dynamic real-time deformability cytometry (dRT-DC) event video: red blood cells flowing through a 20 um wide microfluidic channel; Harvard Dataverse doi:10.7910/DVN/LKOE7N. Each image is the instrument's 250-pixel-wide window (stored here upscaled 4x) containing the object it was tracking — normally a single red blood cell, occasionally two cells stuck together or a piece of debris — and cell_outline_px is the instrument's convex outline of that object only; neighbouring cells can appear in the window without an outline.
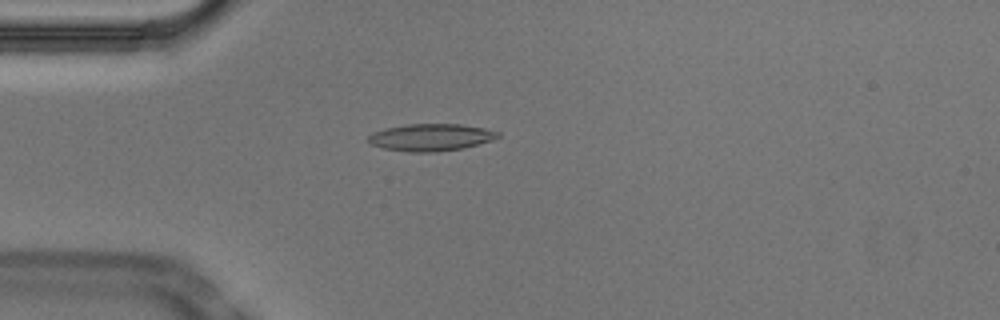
{"species": "Egyptian fruit bat (a non-hibernating species)", "species_latin": "Rousettus aegyptiacus", "temperature_condition": "cold", "stored_images_in_passage": 53, "camera_frame_rate_fps": 3000, "um_per_image_px": 0.085, "animal": {"sex": "male"}, "frame": {"image": 1, "passage_image": 14, "time_ms": 4.333, "image_size_px": [1000, 320], "cell_outline_px": [[500, 136], [492, 140], [464, 148], [436, 152], [408, 152], [384, 148], [372, 144], [368, 140], [368, 136], [372, 132], [388, 128], [408, 124], [460, 124], [484, 128], [500, 132]], "centroid_in_image_um": [36.65, 11.67], "position_along_channel_um": 48.4, "area_um2": 20.4}}
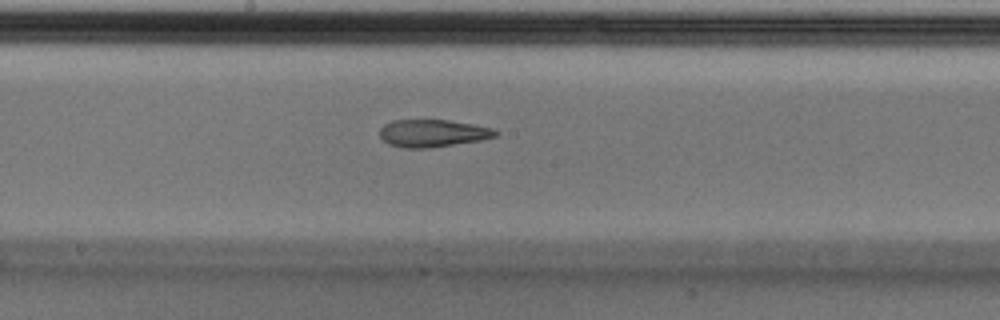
{"frame": {"image": 2, "passage_image": 28, "time_ms": 9.0, "image_size_px": [1000, 320], "cell_outline_px": [[500, 132], [496, 136], [480, 140], [428, 148], [404, 148], [388, 144], [380, 136], [380, 128], [384, 124], [392, 120], [448, 120], [496, 128]], "centroid_in_image_um": [36.79, 11.32], "position_along_channel_um": 211.4, "area_um2": 18.55}}
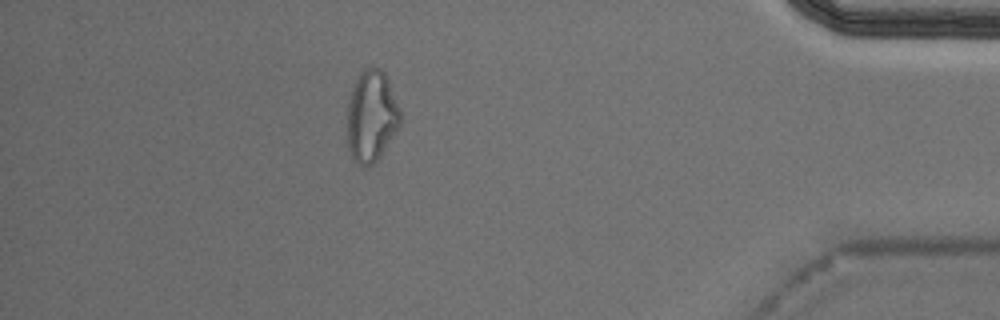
{"frame": {"image": 3, "passage_image": 47, "time_ms": 15.333, "image_size_px": [1000, 320], "cell_outline_px": [[400, 124], [380, 156], [368, 168], [360, 164], [352, 156], [348, 148], [348, 100], [352, 84], [360, 72], [364, 68], [372, 64], [380, 68], [384, 72], [388, 80], [400, 108]], "centroid_in_image_um": [31.56, 9.81], "position_along_channel_um": 403.6, "area_um2": 28.32}, "authors_computed_cell_mechanics": {"area_um2": 19.5942, "velocity_mm_per_s": 3.7343, "shape_relaxation_time_tau1_ms": null, "shape_relaxation_time_tau2_ms": 6.7336, "deformation_change_tau1": null, "deformation_change_tau2": 0.1485}}